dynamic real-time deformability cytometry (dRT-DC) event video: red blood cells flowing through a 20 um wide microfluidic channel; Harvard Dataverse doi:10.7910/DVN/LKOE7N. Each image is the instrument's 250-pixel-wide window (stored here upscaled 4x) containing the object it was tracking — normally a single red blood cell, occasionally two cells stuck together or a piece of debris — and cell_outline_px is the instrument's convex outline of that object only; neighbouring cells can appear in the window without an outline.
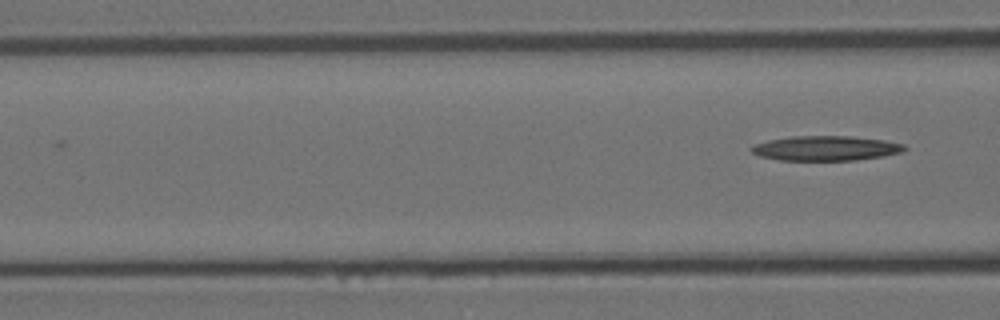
{"species": "Egyptian fruit bat (a non-hibernating species)", "species_latin": "Rousettus aegyptiacus", "temperature_condition": "room temperature", "stored_images_in_passage": 5, "camera_frame_rate_fps": 3000, "um_per_image_px": 0.085, "animal": {"sex": "female"}, "frame": {"image": 1, "passage_image": 5, "time_ms": 1.333, "image_size_px": [1000, 320], "cell_outline_px": [[908, 148], [904, 152], [856, 160], [780, 160], [760, 156], [752, 152], [748, 148], [756, 144], [768, 140], [792, 136], [852, 136], [884, 140], [904, 144]], "centroid_in_image_um": [70.21, 12.59], "position_along_channel_um": 96.4, "area_um2": 22.08}}